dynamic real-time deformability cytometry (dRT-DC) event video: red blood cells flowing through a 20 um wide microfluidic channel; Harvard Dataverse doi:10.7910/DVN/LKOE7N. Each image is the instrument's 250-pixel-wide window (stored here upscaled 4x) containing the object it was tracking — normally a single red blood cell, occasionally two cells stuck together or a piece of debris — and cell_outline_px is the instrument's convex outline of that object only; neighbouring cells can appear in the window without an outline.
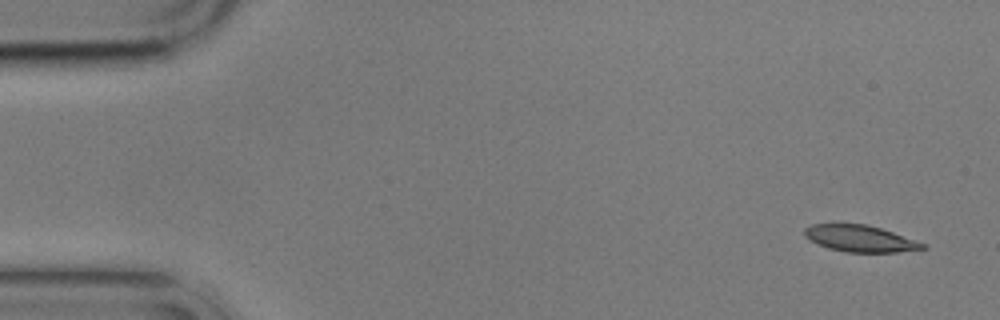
{"species": "common noctule bat (a hibernating species)", "species_latin": "Nyctalus noctula", "temperature_condition": "cold", "stored_images_in_passage": 6, "camera_frame_rate_fps": 3000, "um_per_image_px": 0.085, "animal": {"sex": "male", "body_mass_g": 17.9}, "frame": {"image": 1, "passage_image": 1, "time_ms": 0.0, "image_size_px": [1000, 320], "cell_outline_px": [[928, 248], [896, 252], [844, 252], [828, 248], [804, 236], [804, 228], [812, 224], [832, 220], [840, 220], [864, 224], [880, 228], [892, 232], [924, 244]], "centroid_in_image_um": [72.99, 20.21], "position_along_channel_um": 12.0, "area_um2": 18.79}}
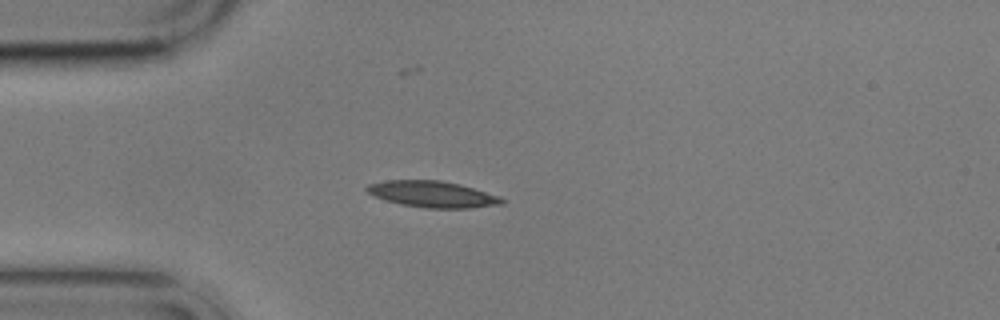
{"frame": {"image": 2, "passage_image": 4, "time_ms": 4.0, "image_size_px": [1000, 320], "cell_outline_px": [[504, 204], [472, 208], [424, 208], [400, 204], [384, 200], [368, 192], [364, 188], [368, 184], [388, 180], [440, 180], [460, 184], [500, 196], [504, 200]], "centroid_in_image_um": [36.77, 16.51], "position_along_channel_um": 48.2, "area_um2": 20.75}}